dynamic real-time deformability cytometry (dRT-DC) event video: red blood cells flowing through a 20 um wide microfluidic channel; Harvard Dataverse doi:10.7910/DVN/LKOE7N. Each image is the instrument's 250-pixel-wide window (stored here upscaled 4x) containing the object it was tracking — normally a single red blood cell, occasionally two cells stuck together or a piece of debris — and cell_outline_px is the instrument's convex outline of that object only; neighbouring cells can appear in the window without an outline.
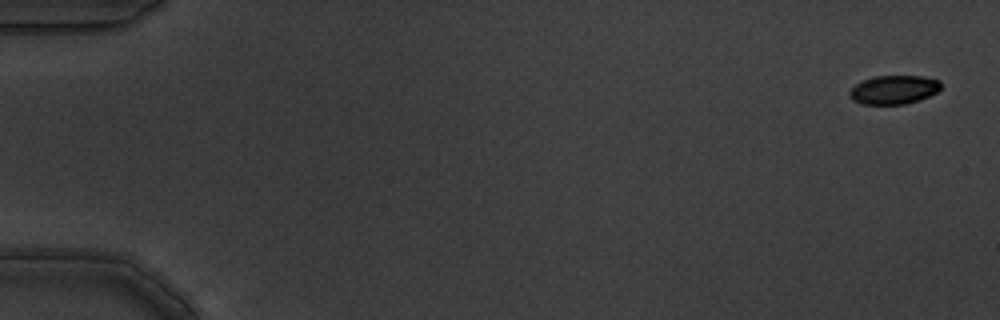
{"species": "common noctule bat (a hibernating species)", "species_latin": "Nyctalus noctula", "temperature_condition": "warm", "stored_images_in_passage": 7, "camera_frame_rate_fps": 3000, "um_per_image_px": 0.085, "animal": {"sex": "male", "body_mass_g": 19.5, "forearm_length_mm": 54.6}, "frame": {"image": 1, "passage_image": 1, "time_ms": 0.0, "image_size_px": [1000, 320], "cell_outline_px": [[940, 88], [936, 92], [920, 100], [904, 104], [864, 104], [852, 100], [848, 92], [856, 84], [864, 80], [876, 76], [924, 76], [940, 80]], "centroid_in_image_um": [75.98, 7.62], "position_along_channel_um": 9.0, "area_um2": 15.2}}
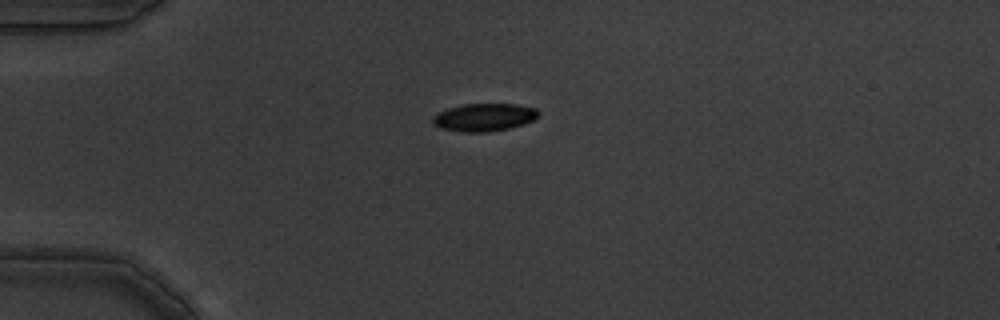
{"frame": {"image": 2, "passage_image": 5, "time_ms": 1.333, "image_size_px": [1000, 320], "cell_outline_px": [[540, 112], [532, 120], [524, 124], [508, 128], [488, 132], [460, 132], [440, 128], [432, 124], [432, 116], [448, 108], [464, 104], [516, 104], [536, 108]], "centroid_in_image_um": [41.12, 9.97], "position_along_channel_um": 43.9, "area_um2": 17.11}}
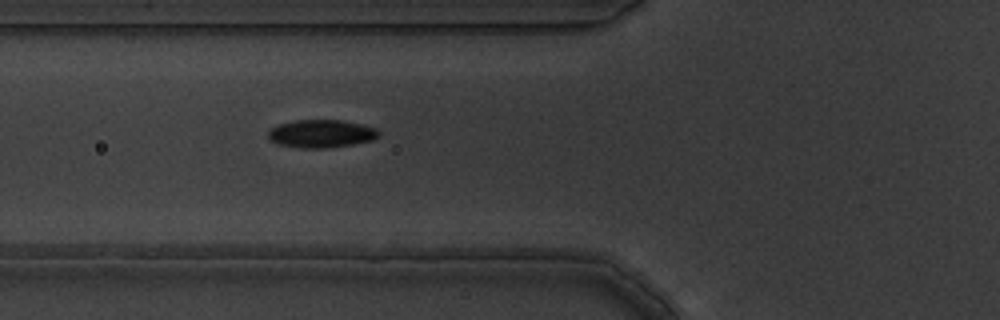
{"frame": {"image": 3, "passage_image": 7, "time_ms": 2.0, "image_size_px": [1000, 320], "cell_outline_px": [[380, 136], [372, 140], [352, 144], [324, 148], [300, 148], [276, 144], [268, 140], [268, 132], [276, 124], [296, 120], [340, 120], [360, 124], [376, 128], [380, 132]], "centroid_in_image_um": [27.26, 11.36], "position_along_channel_um": 98.5, "area_um2": 18.09}}